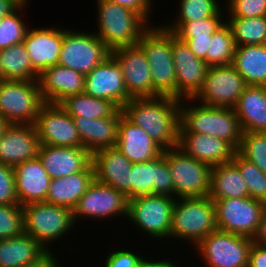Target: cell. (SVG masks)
Instances as JSON below:
<instances>
[{"label":"cell","instance_id":"cell-1","mask_svg":"<svg viewBox=\"0 0 266 267\" xmlns=\"http://www.w3.org/2000/svg\"><path fill=\"white\" fill-rule=\"evenodd\" d=\"M180 103L181 100L169 96L134 98L122 107V112L166 150L178 146Z\"/></svg>","mask_w":266,"mask_h":267},{"label":"cell","instance_id":"cell-2","mask_svg":"<svg viewBox=\"0 0 266 267\" xmlns=\"http://www.w3.org/2000/svg\"><path fill=\"white\" fill-rule=\"evenodd\" d=\"M179 133L217 137L237 151L243 130L233 108L210 107L197 104L195 99H183L180 103Z\"/></svg>","mask_w":266,"mask_h":267},{"label":"cell","instance_id":"cell-3","mask_svg":"<svg viewBox=\"0 0 266 267\" xmlns=\"http://www.w3.org/2000/svg\"><path fill=\"white\" fill-rule=\"evenodd\" d=\"M149 26L138 45L148 59L153 83V97L177 98V79L172 53V31L162 23Z\"/></svg>","mask_w":266,"mask_h":267},{"label":"cell","instance_id":"cell-4","mask_svg":"<svg viewBox=\"0 0 266 267\" xmlns=\"http://www.w3.org/2000/svg\"><path fill=\"white\" fill-rule=\"evenodd\" d=\"M218 230L214 201L209 196L176 198L170 238L191 242L194 247Z\"/></svg>","mask_w":266,"mask_h":267},{"label":"cell","instance_id":"cell-5","mask_svg":"<svg viewBox=\"0 0 266 267\" xmlns=\"http://www.w3.org/2000/svg\"><path fill=\"white\" fill-rule=\"evenodd\" d=\"M97 30L94 32L112 51L137 45L141 34L150 26L141 15L118 4L97 0Z\"/></svg>","mask_w":266,"mask_h":267},{"label":"cell","instance_id":"cell-6","mask_svg":"<svg viewBox=\"0 0 266 267\" xmlns=\"http://www.w3.org/2000/svg\"><path fill=\"white\" fill-rule=\"evenodd\" d=\"M22 207L24 233L33 237L46 250H52L51 244H55V240H61V237L76 228L73 211L69 208L46 202L30 203Z\"/></svg>","mask_w":266,"mask_h":267},{"label":"cell","instance_id":"cell-7","mask_svg":"<svg viewBox=\"0 0 266 267\" xmlns=\"http://www.w3.org/2000/svg\"><path fill=\"white\" fill-rule=\"evenodd\" d=\"M44 103L38 80L0 79V115L8 124L35 125Z\"/></svg>","mask_w":266,"mask_h":267},{"label":"cell","instance_id":"cell-8","mask_svg":"<svg viewBox=\"0 0 266 267\" xmlns=\"http://www.w3.org/2000/svg\"><path fill=\"white\" fill-rule=\"evenodd\" d=\"M174 183V197L209 196L212 166L187 155L178 146L164 150Z\"/></svg>","mask_w":266,"mask_h":267},{"label":"cell","instance_id":"cell-9","mask_svg":"<svg viewBox=\"0 0 266 267\" xmlns=\"http://www.w3.org/2000/svg\"><path fill=\"white\" fill-rule=\"evenodd\" d=\"M175 201V197L159 194L129 199L127 218L152 239H170Z\"/></svg>","mask_w":266,"mask_h":267},{"label":"cell","instance_id":"cell-10","mask_svg":"<svg viewBox=\"0 0 266 267\" xmlns=\"http://www.w3.org/2000/svg\"><path fill=\"white\" fill-rule=\"evenodd\" d=\"M73 30V31H72ZM63 28L59 65L87 75L111 55V50L92 31L81 32Z\"/></svg>","mask_w":266,"mask_h":267},{"label":"cell","instance_id":"cell-11","mask_svg":"<svg viewBox=\"0 0 266 267\" xmlns=\"http://www.w3.org/2000/svg\"><path fill=\"white\" fill-rule=\"evenodd\" d=\"M252 243V238L215 230L194 248L206 267H247Z\"/></svg>","mask_w":266,"mask_h":267},{"label":"cell","instance_id":"cell-12","mask_svg":"<svg viewBox=\"0 0 266 267\" xmlns=\"http://www.w3.org/2000/svg\"><path fill=\"white\" fill-rule=\"evenodd\" d=\"M212 200L218 230L253 238L266 203L250 196Z\"/></svg>","mask_w":266,"mask_h":267},{"label":"cell","instance_id":"cell-13","mask_svg":"<svg viewBox=\"0 0 266 267\" xmlns=\"http://www.w3.org/2000/svg\"><path fill=\"white\" fill-rule=\"evenodd\" d=\"M128 198L111 186L102 184L96 179L89 185L73 210V220L78 226V220L85 221L111 219L112 217L127 218Z\"/></svg>","mask_w":266,"mask_h":267},{"label":"cell","instance_id":"cell-14","mask_svg":"<svg viewBox=\"0 0 266 267\" xmlns=\"http://www.w3.org/2000/svg\"><path fill=\"white\" fill-rule=\"evenodd\" d=\"M246 86L232 64L208 66L204 85L194 99L210 107L234 108Z\"/></svg>","mask_w":266,"mask_h":267},{"label":"cell","instance_id":"cell-15","mask_svg":"<svg viewBox=\"0 0 266 267\" xmlns=\"http://www.w3.org/2000/svg\"><path fill=\"white\" fill-rule=\"evenodd\" d=\"M35 127L40 145L83 147L74 120L59 104L44 103Z\"/></svg>","mask_w":266,"mask_h":267},{"label":"cell","instance_id":"cell-16","mask_svg":"<svg viewBox=\"0 0 266 267\" xmlns=\"http://www.w3.org/2000/svg\"><path fill=\"white\" fill-rule=\"evenodd\" d=\"M172 53L177 79V99H194L204 85L208 65L196 57L186 42L181 41L173 32Z\"/></svg>","mask_w":266,"mask_h":267},{"label":"cell","instance_id":"cell-17","mask_svg":"<svg viewBox=\"0 0 266 267\" xmlns=\"http://www.w3.org/2000/svg\"><path fill=\"white\" fill-rule=\"evenodd\" d=\"M121 67L128 95L134 98L153 97V83L148 59L137 44L123 46L111 51Z\"/></svg>","mask_w":266,"mask_h":267},{"label":"cell","instance_id":"cell-18","mask_svg":"<svg viewBox=\"0 0 266 267\" xmlns=\"http://www.w3.org/2000/svg\"><path fill=\"white\" fill-rule=\"evenodd\" d=\"M84 93L112 101L120 109L132 99L128 95L121 67L112 55L85 76Z\"/></svg>","mask_w":266,"mask_h":267},{"label":"cell","instance_id":"cell-19","mask_svg":"<svg viewBox=\"0 0 266 267\" xmlns=\"http://www.w3.org/2000/svg\"><path fill=\"white\" fill-rule=\"evenodd\" d=\"M95 179L132 199L131 170L133 163L115 146L96 150L92 154Z\"/></svg>","mask_w":266,"mask_h":267},{"label":"cell","instance_id":"cell-20","mask_svg":"<svg viewBox=\"0 0 266 267\" xmlns=\"http://www.w3.org/2000/svg\"><path fill=\"white\" fill-rule=\"evenodd\" d=\"M131 182L132 198L153 194L174 197V183L164 150L151 161L133 163Z\"/></svg>","mask_w":266,"mask_h":267},{"label":"cell","instance_id":"cell-21","mask_svg":"<svg viewBox=\"0 0 266 267\" xmlns=\"http://www.w3.org/2000/svg\"><path fill=\"white\" fill-rule=\"evenodd\" d=\"M39 146L35 125L8 124L0 137V163L14 167L36 158Z\"/></svg>","mask_w":266,"mask_h":267},{"label":"cell","instance_id":"cell-22","mask_svg":"<svg viewBox=\"0 0 266 267\" xmlns=\"http://www.w3.org/2000/svg\"><path fill=\"white\" fill-rule=\"evenodd\" d=\"M63 42V27L28 28L23 43L33 69L40 75L59 63Z\"/></svg>","mask_w":266,"mask_h":267},{"label":"cell","instance_id":"cell-23","mask_svg":"<svg viewBox=\"0 0 266 267\" xmlns=\"http://www.w3.org/2000/svg\"><path fill=\"white\" fill-rule=\"evenodd\" d=\"M38 158L51 179L83 171L92 162V154L84 147L40 145Z\"/></svg>","mask_w":266,"mask_h":267},{"label":"cell","instance_id":"cell-24","mask_svg":"<svg viewBox=\"0 0 266 267\" xmlns=\"http://www.w3.org/2000/svg\"><path fill=\"white\" fill-rule=\"evenodd\" d=\"M38 83L44 102L59 104L68 96L84 93L85 75L57 64L44 70Z\"/></svg>","mask_w":266,"mask_h":267},{"label":"cell","instance_id":"cell-25","mask_svg":"<svg viewBox=\"0 0 266 267\" xmlns=\"http://www.w3.org/2000/svg\"><path fill=\"white\" fill-rule=\"evenodd\" d=\"M115 147L132 163L148 162L163 153V149L141 127L124 115L118 123Z\"/></svg>","mask_w":266,"mask_h":267},{"label":"cell","instance_id":"cell-26","mask_svg":"<svg viewBox=\"0 0 266 267\" xmlns=\"http://www.w3.org/2000/svg\"><path fill=\"white\" fill-rule=\"evenodd\" d=\"M13 170L18 203L23 206L45 202L51 178L38 156L14 166Z\"/></svg>","mask_w":266,"mask_h":267},{"label":"cell","instance_id":"cell-27","mask_svg":"<svg viewBox=\"0 0 266 267\" xmlns=\"http://www.w3.org/2000/svg\"><path fill=\"white\" fill-rule=\"evenodd\" d=\"M178 147L211 166L231 162L237 152L227 141L198 133H179Z\"/></svg>","mask_w":266,"mask_h":267},{"label":"cell","instance_id":"cell-28","mask_svg":"<svg viewBox=\"0 0 266 267\" xmlns=\"http://www.w3.org/2000/svg\"><path fill=\"white\" fill-rule=\"evenodd\" d=\"M122 115V109H119L112 117L107 118L72 117L83 147L93 154L96 150L115 146Z\"/></svg>","mask_w":266,"mask_h":267},{"label":"cell","instance_id":"cell-29","mask_svg":"<svg viewBox=\"0 0 266 267\" xmlns=\"http://www.w3.org/2000/svg\"><path fill=\"white\" fill-rule=\"evenodd\" d=\"M94 179L95 169L92 162L83 171L63 178L51 179L45 202L73 211Z\"/></svg>","mask_w":266,"mask_h":267},{"label":"cell","instance_id":"cell-30","mask_svg":"<svg viewBox=\"0 0 266 267\" xmlns=\"http://www.w3.org/2000/svg\"><path fill=\"white\" fill-rule=\"evenodd\" d=\"M233 109L243 132L266 133V86L247 85Z\"/></svg>","mask_w":266,"mask_h":267},{"label":"cell","instance_id":"cell-31","mask_svg":"<svg viewBox=\"0 0 266 267\" xmlns=\"http://www.w3.org/2000/svg\"><path fill=\"white\" fill-rule=\"evenodd\" d=\"M232 65L246 85L266 86V44L236 46Z\"/></svg>","mask_w":266,"mask_h":267},{"label":"cell","instance_id":"cell-32","mask_svg":"<svg viewBox=\"0 0 266 267\" xmlns=\"http://www.w3.org/2000/svg\"><path fill=\"white\" fill-rule=\"evenodd\" d=\"M47 250L29 234L0 240V267H25Z\"/></svg>","mask_w":266,"mask_h":267},{"label":"cell","instance_id":"cell-33","mask_svg":"<svg viewBox=\"0 0 266 267\" xmlns=\"http://www.w3.org/2000/svg\"><path fill=\"white\" fill-rule=\"evenodd\" d=\"M247 196H249L247 184L233 161L212 166L209 193L211 199Z\"/></svg>","mask_w":266,"mask_h":267},{"label":"cell","instance_id":"cell-34","mask_svg":"<svg viewBox=\"0 0 266 267\" xmlns=\"http://www.w3.org/2000/svg\"><path fill=\"white\" fill-rule=\"evenodd\" d=\"M59 105L72 117L81 116L88 119L112 117L120 109L112 101L85 93L68 96Z\"/></svg>","mask_w":266,"mask_h":267},{"label":"cell","instance_id":"cell-35","mask_svg":"<svg viewBox=\"0 0 266 267\" xmlns=\"http://www.w3.org/2000/svg\"><path fill=\"white\" fill-rule=\"evenodd\" d=\"M2 79L38 80L39 74L33 69L24 43L11 45L0 50Z\"/></svg>","mask_w":266,"mask_h":267},{"label":"cell","instance_id":"cell-36","mask_svg":"<svg viewBox=\"0 0 266 267\" xmlns=\"http://www.w3.org/2000/svg\"><path fill=\"white\" fill-rule=\"evenodd\" d=\"M226 18L236 46L266 44V16Z\"/></svg>","mask_w":266,"mask_h":267},{"label":"cell","instance_id":"cell-37","mask_svg":"<svg viewBox=\"0 0 266 267\" xmlns=\"http://www.w3.org/2000/svg\"><path fill=\"white\" fill-rule=\"evenodd\" d=\"M236 44L230 26L225 22L212 35L204 61L208 66L231 65Z\"/></svg>","mask_w":266,"mask_h":267},{"label":"cell","instance_id":"cell-38","mask_svg":"<svg viewBox=\"0 0 266 267\" xmlns=\"http://www.w3.org/2000/svg\"><path fill=\"white\" fill-rule=\"evenodd\" d=\"M225 17H207L190 22L162 23L172 31L181 41L186 42L192 37H208L213 35L226 21Z\"/></svg>","mask_w":266,"mask_h":267},{"label":"cell","instance_id":"cell-39","mask_svg":"<svg viewBox=\"0 0 266 267\" xmlns=\"http://www.w3.org/2000/svg\"><path fill=\"white\" fill-rule=\"evenodd\" d=\"M28 3H21L14 11L0 20V50L23 43L29 25L22 19ZM29 26V27H28Z\"/></svg>","mask_w":266,"mask_h":267},{"label":"cell","instance_id":"cell-40","mask_svg":"<svg viewBox=\"0 0 266 267\" xmlns=\"http://www.w3.org/2000/svg\"><path fill=\"white\" fill-rule=\"evenodd\" d=\"M218 0H179V13L175 21L190 22L207 17H223V8ZM222 11V12H221ZM223 14V15H222Z\"/></svg>","mask_w":266,"mask_h":267},{"label":"cell","instance_id":"cell-41","mask_svg":"<svg viewBox=\"0 0 266 267\" xmlns=\"http://www.w3.org/2000/svg\"><path fill=\"white\" fill-rule=\"evenodd\" d=\"M237 153L266 173V133L243 132Z\"/></svg>","mask_w":266,"mask_h":267},{"label":"cell","instance_id":"cell-42","mask_svg":"<svg viewBox=\"0 0 266 267\" xmlns=\"http://www.w3.org/2000/svg\"><path fill=\"white\" fill-rule=\"evenodd\" d=\"M232 161L237 165L247 184L249 196L266 203V173L260 171L237 152Z\"/></svg>","mask_w":266,"mask_h":267},{"label":"cell","instance_id":"cell-43","mask_svg":"<svg viewBox=\"0 0 266 267\" xmlns=\"http://www.w3.org/2000/svg\"><path fill=\"white\" fill-rule=\"evenodd\" d=\"M23 232V207L19 203L0 205V240L19 236Z\"/></svg>","mask_w":266,"mask_h":267},{"label":"cell","instance_id":"cell-44","mask_svg":"<svg viewBox=\"0 0 266 267\" xmlns=\"http://www.w3.org/2000/svg\"><path fill=\"white\" fill-rule=\"evenodd\" d=\"M227 17L253 18L266 16V0H227Z\"/></svg>","mask_w":266,"mask_h":267},{"label":"cell","instance_id":"cell-45","mask_svg":"<svg viewBox=\"0 0 266 267\" xmlns=\"http://www.w3.org/2000/svg\"><path fill=\"white\" fill-rule=\"evenodd\" d=\"M18 204L12 166L0 163V205Z\"/></svg>","mask_w":266,"mask_h":267},{"label":"cell","instance_id":"cell-46","mask_svg":"<svg viewBox=\"0 0 266 267\" xmlns=\"http://www.w3.org/2000/svg\"><path fill=\"white\" fill-rule=\"evenodd\" d=\"M134 252L129 249L125 250V248L109 252L110 255H107L105 262H103L104 267H138L143 255L139 252Z\"/></svg>","mask_w":266,"mask_h":267},{"label":"cell","instance_id":"cell-47","mask_svg":"<svg viewBox=\"0 0 266 267\" xmlns=\"http://www.w3.org/2000/svg\"><path fill=\"white\" fill-rule=\"evenodd\" d=\"M115 4H118L120 6L127 7L139 15H141L148 23L150 21V25H152L150 20V13L153 7V1L152 0H106Z\"/></svg>","mask_w":266,"mask_h":267},{"label":"cell","instance_id":"cell-48","mask_svg":"<svg viewBox=\"0 0 266 267\" xmlns=\"http://www.w3.org/2000/svg\"><path fill=\"white\" fill-rule=\"evenodd\" d=\"M212 35L208 37H192L186 41L194 55L202 60L206 58Z\"/></svg>","mask_w":266,"mask_h":267},{"label":"cell","instance_id":"cell-49","mask_svg":"<svg viewBox=\"0 0 266 267\" xmlns=\"http://www.w3.org/2000/svg\"><path fill=\"white\" fill-rule=\"evenodd\" d=\"M247 267H266V247L252 243Z\"/></svg>","mask_w":266,"mask_h":267},{"label":"cell","instance_id":"cell-50","mask_svg":"<svg viewBox=\"0 0 266 267\" xmlns=\"http://www.w3.org/2000/svg\"><path fill=\"white\" fill-rule=\"evenodd\" d=\"M53 253L54 251L47 250L37 260H34L25 267H59L57 257Z\"/></svg>","mask_w":266,"mask_h":267},{"label":"cell","instance_id":"cell-51","mask_svg":"<svg viewBox=\"0 0 266 267\" xmlns=\"http://www.w3.org/2000/svg\"><path fill=\"white\" fill-rule=\"evenodd\" d=\"M143 256L142 259L139 262L138 267H179L177 266L176 261H173L172 259L169 260L165 257L162 260H159L160 258L158 257V260H150V257H145Z\"/></svg>","mask_w":266,"mask_h":267},{"label":"cell","instance_id":"cell-52","mask_svg":"<svg viewBox=\"0 0 266 267\" xmlns=\"http://www.w3.org/2000/svg\"><path fill=\"white\" fill-rule=\"evenodd\" d=\"M252 241L258 245L266 247V206L262 211L261 219Z\"/></svg>","mask_w":266,"mask_h":267},{"label":"cell","instance_id":"cell-53","mask_svg":"<svg viewBox=\"0 0 266 267\" xmlns=\"http://www.w3.org/2000/svg\"><path fill=\"white\" fill-rule=\"evenodd\" d=\"M20 4L18 0H0V20L14 11Z\"/></svg>","mask_w":266,"mask_h":267},{"label":"cell","instance_id":"cell-54","mask_svg":"<svg viewBox=\"0 0 266 267\" xmlns=\"http://www.w3.org/2000/svg\"><path fill=\"white\" fill-rule=\"evenodd\" d=\"M8 125V123L4 120V118L0 115V137L4 130V128Z\"/></svg>","mask_w":266,"mask_h":267},{"label":"cell","instance_id":"cell-55","mask_svg":"<svg viewBox=\"0 0 266 267\" xmlns=\"http://www.w3.org/2000/svg\"><path fill=\"white\" fill-rule=\"evenodd\" d=\"M0 79H2V66H1V56H0Z\"/></svg>","mask_w":266,"mask_h":267},{"label":"cell","instance_id":"cell-56","mask_svg":"<svg viewBox=\"0 0 266 267\" xmlns=\"http://www.w3.org/2000/svg\"><path fill=\"white\" fill-rule=\"evenodd\" d=\"M20 3H29L30 4V2H29V0H18Z\"/></svg>","mask_w":266,"mask_h":267}]
</instances>
